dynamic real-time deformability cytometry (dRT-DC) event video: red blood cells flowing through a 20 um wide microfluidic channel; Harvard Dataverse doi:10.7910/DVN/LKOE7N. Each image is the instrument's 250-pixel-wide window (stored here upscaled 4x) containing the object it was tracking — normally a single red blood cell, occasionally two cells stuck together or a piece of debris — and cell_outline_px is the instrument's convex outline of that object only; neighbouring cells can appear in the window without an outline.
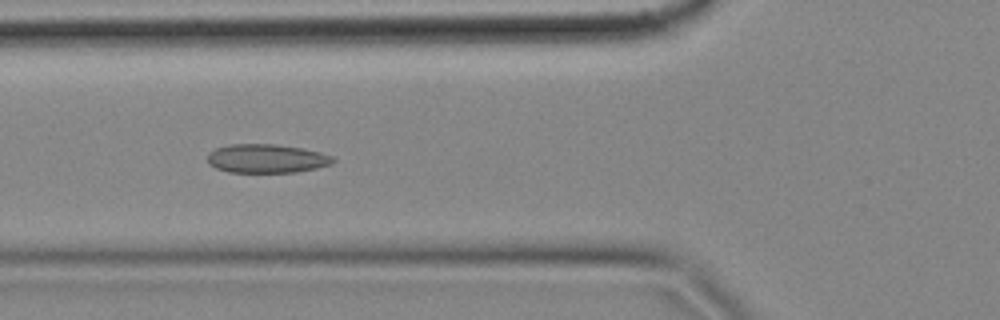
{"species": "common noctule bat (a hibernating species)", "species_latin": "Nyctalus noctula", "temperature_condition": "cold", "stored_images_in_passage": 58, "camera_frame_rate_fps": 3000, "um_per_image_px": 0.085, "animal": {"sex": "female", "body_mass_g": 18.4}, "frame": {"image": 1, "passage_image": 21, "time_ms": 6.667, "image_size_px": [1000, 320], "cell_outline_px": [[336, 160], [332, 164], [316, 168], [296, 172], [228, 172], [216, 168], [208, 164], [208, 152], [216, 148], [228, 144], [276, 144], [304, 148], [320, 152], [332, 156]], "centroid_in_image_um": [22.66, 13.47], "position_along_channel_um": 103.1, "area_um2": 21.21}}
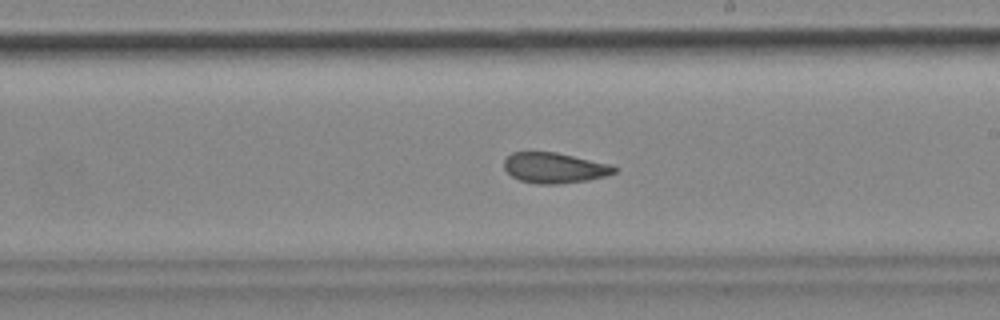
{"frame": {"image": 2, "passage_image": 33, "time_ms": 10.667, "image_size_px": [1000, 320], "cell_outline_px": [[620, 168], [616, 172], [608, 176], [588, 180], [556, 184], [536, 184], [520, 180], [512, 176], [504, 168], [504, 160], [512, 152], [556, 152], [612, 164]], "centroid_in_image_um": [47.19, 14.27], "position_along_channel_um": 241.8, "area_um2": 19.77}}
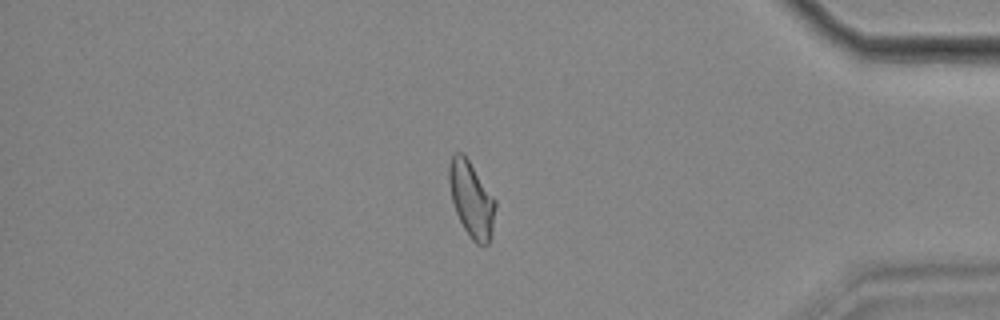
{"frame": {"image": 3, "passage_image": 49, "time_ms": 16.0, "image_size_px": [1000, 320], "cell_outline_px": [[496, 208], [492, 236], [488, 244], [476, 244], [472, 240], [464, 228], [456, 212], [452, 200], [448, 180], [448, 168], [452, 156], [456, 152], [460, 152], [468, 160], [496, 200]], "centroid_in_image_um": [40.08, 16.98], "position_along_channel_um": 395.1, "area_um2": 20.23}, "authors_computed_cell_mechanics": {"area_um2": 20.9525, "velocity_mm_per_s": 3.4707, "shape_relaxation_time_tau1_ms": null, "shape_relaxation_time_tau2_ms": 2.9193, "deformation_change_tau1": null, "deformation_change_tau2": 0.0767}}